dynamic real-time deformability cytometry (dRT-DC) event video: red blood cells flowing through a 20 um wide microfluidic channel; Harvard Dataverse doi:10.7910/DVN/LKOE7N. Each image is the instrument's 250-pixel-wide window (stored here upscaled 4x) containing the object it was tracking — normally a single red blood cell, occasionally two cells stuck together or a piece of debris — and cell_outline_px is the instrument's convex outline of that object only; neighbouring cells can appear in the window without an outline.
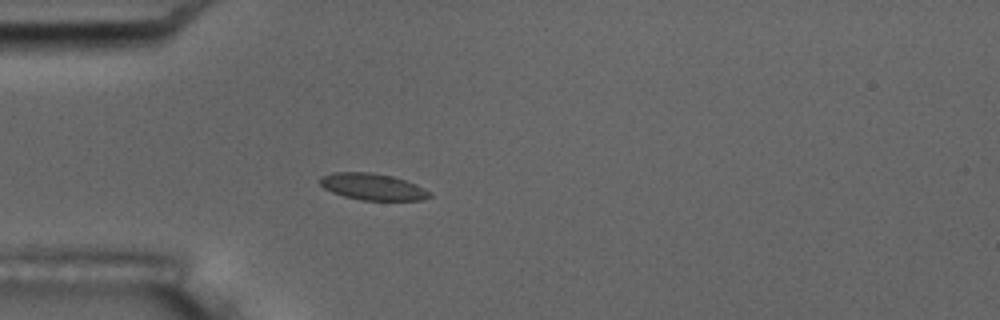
{"species": "common noctule bat (a hibernating species)", "species_latin": "Nyctalus noctula", "temperature_condition": "room temperature", "stored_images_in_passage": 5, "camera_frame_rate_fps": 3000, "um_per_image_px": 0.085, "animal": {"sex": "male", "body_mass_g": 17.5, "forearm_length_mm": 52.3}, "frame": {"image": 1, "passage_image": 5, "time_ms": 5.333, "image_size_px": [1000, 320], "cell_outline_px": [[432, 196], [424, 200], [360, 200], [344, 196], [332, 192], [324, 188], [320, 184], [320, 176], [332, 172], [372, 172], [392, 176], [416, 184], [432, 192]], "centroid_in_image_um": [31.68, 15.87], "position_along_channel_um": 53.3, "area_um2": 17.11}}